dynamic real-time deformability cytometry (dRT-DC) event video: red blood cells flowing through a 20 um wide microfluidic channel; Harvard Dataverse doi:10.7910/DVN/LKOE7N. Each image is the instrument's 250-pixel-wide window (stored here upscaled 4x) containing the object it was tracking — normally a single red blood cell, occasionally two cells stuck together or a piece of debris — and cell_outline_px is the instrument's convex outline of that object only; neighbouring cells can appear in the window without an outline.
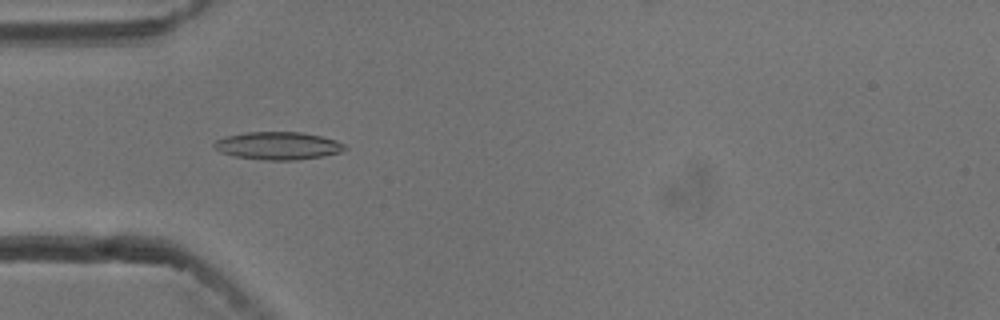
{"species": "common noctule bat (a hibernating species)", "species_latin": "Nyctalus noctula", "temperature_condition": "cold", "stored_images_in_passage": 40, "camera_frame_rate_fps": 3000, "um_per_image_px": 0.085, "animal": {"sex": "male", "body_mass_g": 13.3}, "frame": {"image": 1, "passage_image": 6, "time_ms": 1.667, "image_size_px": [1000, 320], "cell_outline_px": [[348, 148], [344, 152], [324, 156], [296, 160], [264, 160], [232, 156], [220, 152], [212, 148], [212, 144], [216, 140], [224, 136], [244, 132], [300, 132], [320, 136], [336, 140], [344, 144]], "centroid_in_image_um": [23.61, 12.39], "position_along_channel_um": 61.4, "area_um2": 21.5}}
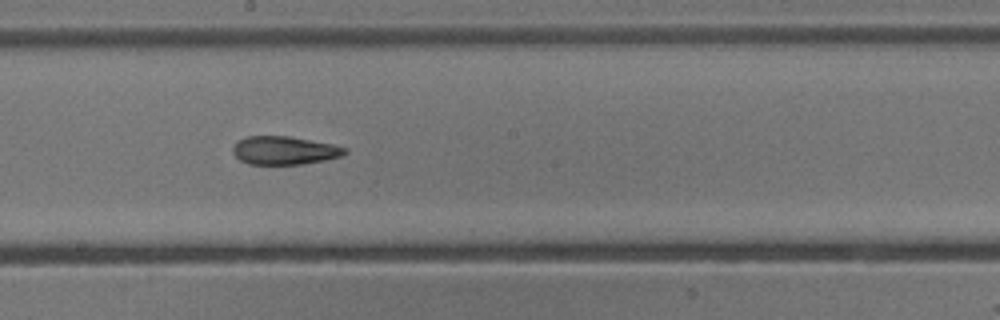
{"frame": {"image": 2, "passage_image": 19, "time_ms": 6.0, "image_size_px": [1000, 320], "cell_outline_px": [[348, 152], [340, 156], [324, 160], [300, 164], [248, 164], [240, 160], [232, 152], [232, 148], [240, 140], [248, 136], [288, 136], [332, 144], [348, 148]], "centroid_in_image_um": [24.18, 12.79], "position_along_channel_um": 224.0, "area_um2": 18.26}}
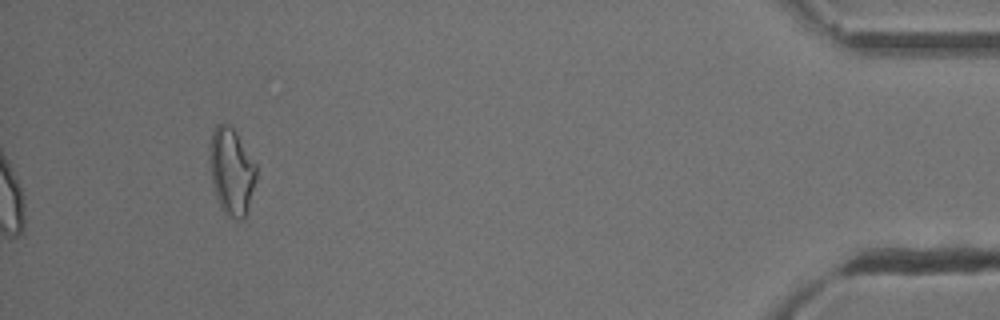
{"frame": {"image": 3, "passage_image": 40, "time_ms": 13.0, "image_size_px": [1000, 320], "cell_outline_px": [[256, 180], [248, 212], [240, 220], [236, 220], [228, 216], [220, 208], [212, 184], [208, 160], [208, 148], [212, 132], [216, 124], [228, 124], [236, 132], [256, 164]], "centroid_in_image_um": [19.66, 14.58], "position_along_channel_um": 415.5, "area_um2": 24.04}, "authors_computed_cell_mechanics": {"area_um2": 19.3919, "velocity_mm_per_s": 3.7734, "shape_relaxation_time_tau1_ms": null, "shape_relaxation_time_tau2_ms": 4.9632, "deformation_change_tau1": null, "deformation_change_tau2": 0.1385}}